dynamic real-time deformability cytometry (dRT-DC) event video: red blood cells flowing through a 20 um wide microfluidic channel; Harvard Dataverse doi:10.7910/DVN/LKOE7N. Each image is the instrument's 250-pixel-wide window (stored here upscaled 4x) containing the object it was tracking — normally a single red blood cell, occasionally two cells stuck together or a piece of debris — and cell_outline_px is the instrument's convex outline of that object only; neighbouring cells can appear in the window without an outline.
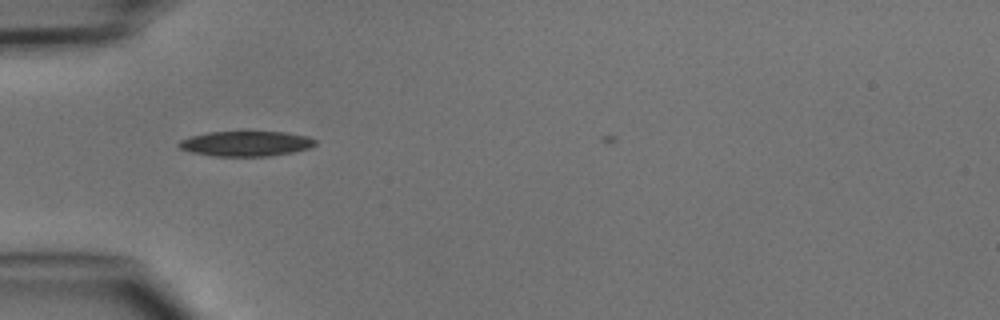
{"species": "common noctule bat (a hibernating species)", "species_latin": "Nyctalus noctula", "temperature_condition": "cold", "stored_images_in_passage": 3, "camera_frame_rate_fps": 3000, "um_per_image_px": 0.085, "animal": {"sex": "male", "body_mass_g": 15.6}, "frame": {"image": 1, "passage_image": 1, "time_ms": 0.0, "image_size_px": [1000, 320], "cell_outline_px": [[316, 144], [308, 148], [292, 152], [268, 156], [212, 156], [192, 152], [180, 148], [176, 144], [180, 140], [192, 136], [208, 132], [284, 132], [308, 136], [316, 140]], "centroid_in_image_um": [20.89, 12.21], "position_along_channel_um": 64.1, "area_um2": 19.83}}